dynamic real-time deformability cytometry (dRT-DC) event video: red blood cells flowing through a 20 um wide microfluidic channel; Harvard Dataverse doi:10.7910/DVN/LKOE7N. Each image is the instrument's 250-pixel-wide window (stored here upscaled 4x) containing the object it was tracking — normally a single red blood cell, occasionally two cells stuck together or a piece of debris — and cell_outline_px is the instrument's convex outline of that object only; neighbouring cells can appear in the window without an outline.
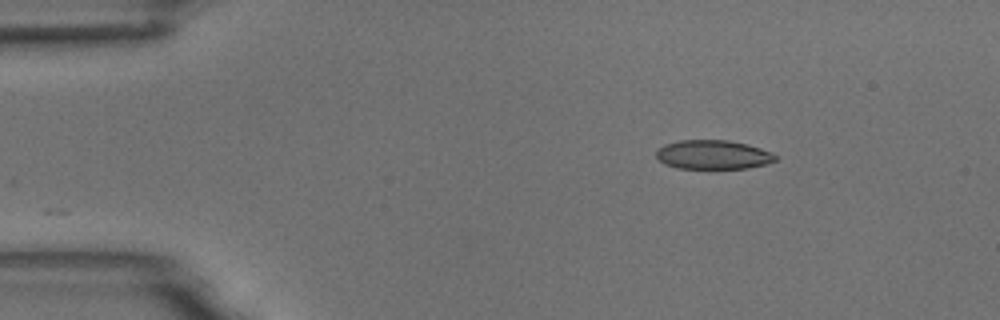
{"species": "common noctule bat (a hibernating species)", "species_latin": "Nyctalus noctula", "temperature_condition": "room temperature", "stored_images_in_passage": 3, "camera_frame_rate_fps": 3000, "um_per_image_px": 0.085, "animal": {"sex": "male", "body_mass_g": 18.8}, "frame": {"image": 1, "passage_image": 3, "time_ms": 2.333, "image_size_px": [1000, 320], "cell_outline_px": [[776, 160], [768, 164], [748, 168], [676, 168], [664, 164], [656, 156], [656, 152], [664, 144], [680, 140], [728, 140], [748, 144], [772, 152], [776, 156]], "centroid_in_image_um": [60.63, 13.15], "position_along_channel_um": 24.4, "area_um2": 20.23}}